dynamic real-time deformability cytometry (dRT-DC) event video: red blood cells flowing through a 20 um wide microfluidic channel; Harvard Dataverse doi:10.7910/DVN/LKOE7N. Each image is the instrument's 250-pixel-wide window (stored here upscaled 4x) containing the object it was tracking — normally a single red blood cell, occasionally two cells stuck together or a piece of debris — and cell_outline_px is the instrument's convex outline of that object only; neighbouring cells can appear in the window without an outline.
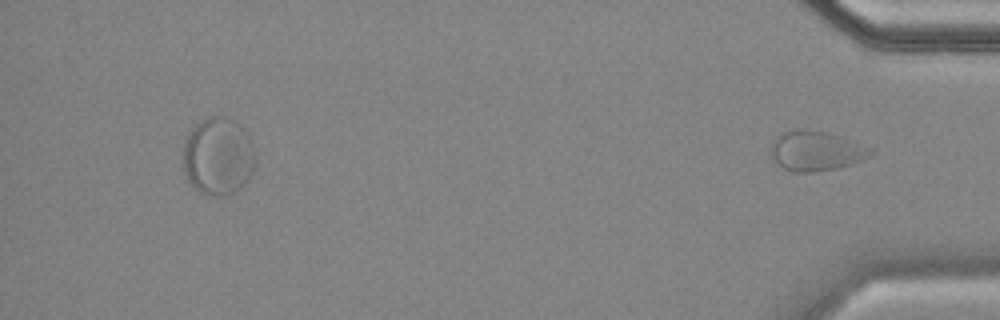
{"species": "common noctule bat (a hibernating species)", "species_latin": "Nyctalus noctula", "temperature_condition": "cold", "stored_images_in_passage": 54, "segment_of_instrument_passage": [2, 2], "camera_frame_rate_fps": 3000, "um_per_image_px": 0.085, "animal": {"sex": "female", "body_mass_g": 18.4}, "frame": {"image": 1, "passage_image": 54, "time_ms": 17.667, "image_size_px": [1000, 320], "cell_outline_px": [[876, 152], [872, 156], [852, 164], [836, 168], [812, 172], [792, 172], [784, 168], [772, 156], [772, 144], [776, 136], [780, 132], [800, 128], [824, 132], [872, 148]], "centroid_in_image_um": [69.37, 12.83], "position_along_channel_um": 365.8, "area_um2": 22.83}}